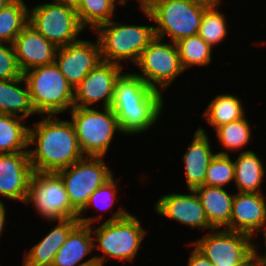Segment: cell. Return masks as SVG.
Returning <instances> with one entry per match:
<instances>
[{
	"instance_id": "cell-22",
	"label": "cell",
	"mask_w": 266,
	"mask_h": 266,
	"mask_svg": "<svg viewBox=\"0 0 266 266\" xmlns=\"http://www.w3.org/2000/svg\"><path fill=\"white\" fill-rule=\"evenodd\" d=\"M194 190L200 198L209 224L214 229L226 228L230 224L234 194L215 186L201 185Z\"/></svg>"
},
{
	"instance_id": "cell-42",
	"label": "cell",
	"mask_w": 266,
	"mask_h": 266,
	"mask_svg": "<svg viewBox=\"0 0 266 266\" xmlns=\"http://www.w3.org/2000/svg\"><path fill=\"white\" fill-rule=\"evenodd\" d=\"M13 0H0V10L4 7H6L10 2Z\"/></svg>"
},
{
	"instance_id": "cell-21",
	"label": "cell",
	"mask_w": 266,
	"mask_h": 266,
	"mask_svg": "<svg viewBox=\"0 0 266 266\" xmlns=\"http://www.w3.org/2000/svg\"><path fill=\"white\" fill-rule=\"evenodd\" d=\"M92 235L91 225L79 223L55 254L52 266H81L96 260L95 257H92L82 262L94 250Z\"/></svg>"
},
{
	"instance_id": "cell-7",
	"label": "cell",
	"mask_w": 266,
	"mask_h": 266,
	"mask_svg": "<svg viewBox=\"0 0 266 266\" xmlns=\"http://www.w3.org/2000/svg\"><path fill=\"white\" fill-rule=\"evenodd\" d=\"M71 118L84 156L105 157L115 132H121L117 117L110 107L100 111L93 107L73 106Z\"/></svg>"
},
{
	"instance_id": "cell-34",
	"label": "cell",
	"mask_w": 266,
	"mask_h": 266,
	"mask_svg": "<svg viewBox=\"0 0 266 266\" xmlns=\"http://www.w3.org/2000/svg\"><path fill=\"white\" fill-rule=\"evenodd\" d=\"M22 74L17 63L13 45L0 41V80L15 79L22 76Z\"/></svg>"
},
{
	"instance_id": "cell-16",
	"label": "cell",
	"mask_w": 266,
	"mask_h": 266,
	"mask_svg": "<svg viewBox=\"0 0 266 266\" xmlns=\"http://www.w3.org/2000/svg\"><path fill=\"white\" fill-rule=\"evenodd\" d=\"M264 197L262 193L237 192L234 194L230 224L225 229L243 232L252 237L261 232L262 236H265L266 200Z\"/></svg>"
},
{
	"instance_id": "cell-38",
	"label": "cell",
	"mask_w": 266,
	"mask_h": 266,
	"mask_svg": "<svg viewBox=\"0 0 266 266\" xmlns=\"http://www.w3.org/2000/svg\"><path fill=\"white\" fill-rule=\"evenodd\" d=\"M55 1L76 10L80 6L82 0H55Z\"/></svg>"
},
{
	"instance_id": "cell-37",
	"label": "cell",
	"mask_w": 266,
	"mask_h": 266,
	"mask_svg": "<svg viewBox=\"0 0 266 266\" xmlns=\"http://www.w3.org/2000/svg\"><path fill=\"white\" fill-rule=\"evenodd\" d=\"M6 218V206L3 201L0 200V236L2 231L4 230L5 226V219Z\"/></svg>"
},
{
	"instance_id": "cell-19",
	"label": "cell",
	"mask_w": 266,
	"mask_h": 266,
	"mask_svg": "<svg viewBox=\"0 0 266 266\" xmlns=\"http://www.w3.org/2000/svg\"><path fill=\"white\" fill-rule=\"evenodd\" d=\"M193 135V140L183 155L188 190L204 185L208 164L215 155L211 150L209 137L202 127Z\"/></svg>"
},
{
	"instance_id": "cell-20",
	"label": "cell",
	"mask_w": 266,
	"mask_h": 266,
	"mask_svg": "<svg viewBox=\"0 0 266 266\" xmlns=\"http://www.w3.org/2000/svg\"><path fill=\"white\" fill-rule=\"evenodd\" d=\"M58 225L35 244L23 258L25 266H52L55 254L66 242L70 232L80 223L77 218L58 220Z\"/></svg>"
},
{
	"instance_id": "cell-31",
	"label": "cell",
	"mask_w": 266,
	"mask_h": 266,
	"mask_svg": "<svg viewBox=\"0 0 266 266\" xmlns=\"http://www.w3.org/2000/svg\"><path fill=\"white\" fill-rule=\"evenodd\" d=\"M218 141L227 151L241 150L248 145L251 137V127L248 120H240L224 124L215 129Z\"/></svg>"
},
{
	"instance_id": "cell-1",
	"label": "cell",
	"mask_w": 266,
	"mask_h": 266,
	"mask_svg": "<svg viewBox=\"0 0 266 266\" xmlns=\"http://www.w3.org/2000/svg\"><path fill=\"white\" fill-rule=\"evenodd\" d=\"M29 158L34 172H57L84 157L71 121L46 115L29 127Z\"/></svg>"
},
{
	"instance_id": "cell-32",
	"label": "cell",
	"mask_w": 266,
	"mask_h": 266,
	"mask_svg": "<svg viewBox=\"0 0 266 266\" xmlns=\"http://www.w3.org/2000/svg\"><path fill=\"white\" fill-rule=\"evenodd\" d=\"M118 184L116 182V179H114V176H112L108 181H106L103 185H101L99 188H97L89 197V200L87 204L84 206V208L79 212L78 214V220L81 224L85 225H91L93 222L100 221L101 216H94V217H81V215L90 207L96 206L95 208L102 210L101 208H104L103 210L107 211L110 209L114 202L117 199V193H118ZM103 204V206H102Z\"/></svg>"
},
{
	"instance_id": "cell-12",
	"label": "cell",
	"mask_w": 266,
	"mask_h": 266,
	"mask_svg": "<svg viewBox=\"0 0 266 266\" xmlns=\"http://www.w3.org/2000/svg\"><path fill=\"white\" fill-rule=\"evenodd\" d=\"M136 65L142 73L135 74L159 92L169 88L168 86L184 72L176 43H165L158 37L144 49Z\"/></svg>"
},
{
	"instance_id": "cell-5",
	"label": "cell",
	"mask_w": 266,
	"mask_h": 266,
	"mask_svg": "<svg viewBox=\"0 0 266 266\" xmlns=\"http://www.w3.org/2000/svg\"><path fill=\"white\" fill-rule=\"evenodd\" d=\"M93 32L97 33L101 60L122 66V61L129 59L136 64L144 49L155 38L154 25H128L113 19Z\"/></svg>"
},
{
	"instance_id": "cell-17",
	"label": "cell",
	"mask_w": 266,
	"mask_h": 266,
	"mask_svg": "<svg viewBox=\"0 0 266 266\" xmlns=\"http://www.w3.org/2000/svg\"><path fill=\"white\" fill-rule=\"evenodd\" d=\"M189 192L190 194L171 193L161 196L155 202V211L161 216L191 228L214 230L207 220L198 194L192 189Z\"/></svg>"
},
{
	"instance_id": "cell-15",
	"label": "cell",
	"mask_w": 266,
	"mask_h": 266,
	"mask_svg": "<svg viewBox=\"0 0 266 266\" xmlns=\"http://www.w3.org/2000/svg\"><path fill=\"white\" fill-rule=\"evenodd\" d=\"M33 172L29 151L0 154V195L24 203Z\"/></svg>"
},
{
	"instance_id": "cell-28",
	"label": "cell",
	"mask_w": 266,
	"mask_h": 266,
	"mask_svg": "<svg viewBox=\"0 0 266 266\" xmlns=\"http://www.w3.org/2000/svg\"><path fill=\"white\" fill-rule=\"evenodd\" d=\"M117 3L124 6L121 0H82L76 9L82 27L85 29L89 25L94 31L100 25L111 21Z\"/></svg>"
},
{
	"instance_id": "cell-44",
	"label": "cell",
	"mask_w": 266,
	"mask_h": 266,
	"mask_svg": "<svg viewBox=\"0 0 266 266\" xmlns=\"http://www.w3.org/2000/svg\"><path fill=\"white\" fill-rule=\"evenodd\" d=\"M121 2H123V3H124V5H126V0H121Z\"/></svg>"
},
{
	"instance_id": "cell-25",
	"label": "cell",
	"mask_w": 266,
	"mask_h": 266,
	"mask_svg": "<svg viewBox=\"0 0 266 266\" xmlns=\"http://www.w3.org/2000/svg\"><path fill=\"white\" fill-rule=\"evenodd\" d=\"M24 118L0 114V154L28 151L29 127L22 124Z\"/></svg>"
},
{
	"instance_id": "cell-6",
	"label": "cell",
	"mask_w": 266,
	"mask_h": 266,
	"mask_svg": "<svg viewBox=\"0 0 266 266\" xmlns=\"http://www.w3.org/2000/svg\"><path fill=\"white\" fill-rule=\"evenodd\" d=\"M208 6L194 0H162L148 10L141 9L148 19L155 22V37L178 42L199 32L204 10Z\"/></svg>"
},
{
	"instance_id": "cell-27",
	"label": "cell",
	"mask_w": 266,
	"mask_h": 266,
	"mask_svg": "<svg viewBox=\"0 0 266 266\" xmlns=\"http://www.w3.org/2000/svg\"><path fill=\"white\" fill-rule=\"evenodd\" d=\"M29 22V9L23 0H13L0 10V41L13 43Z\"/></svg>"
},
{
	"instance_id": "cell-23",
	"label": "cell",
	"mask_w": 266,
	"mask_h": 266,
	"mask_svg": "<svg viewBox=\"0 0 266 266\" xmlns=\"http://www.w3.org/2000/svg\"><path fill=\"white\" fill-rule=\"evenodd\" d=\"M23 83L25 86L20 87ZM0 114L15 115L25 120L30 115L37 114L23 75L15 79L0 80Z\"/></svg>"
},
{
	"instance_id": "cell-18",
	"label": "cell",
	"mask_w": 266,
	"mask_h": 266,
	"mask_svg": "<svg viewBox=\"0 0 266 266\" xmlns=\"http://www.w3.org/2000/svg\"><path fill=\"white\" fill-rule=\"evenodd\" d=\"M22 73L55 63L58 47L36 31L29 23L12 43Z\"/></svg>"
},
{
	"instance_id": "cell-43",
	"label": "cell",
	"mask_w": 266,
	"mask_h": 266,
	"mask_svg": "<svg viewBox=\"0 0 266 266\" xmlns=\"http://www.w3.org/2000/svg\"><path fill=\"white\" fill-rule=\"evenodd\" d=\"M127 2H128V0H126ZM139 1V3L141 4L144 0H138Z\"/></svg>"
},
{
	"instance_id": "cell-11",
	"label": "cell",
	"mask_w": 266,
	"mask_h": 266,
	"mask_svg": "<svg viewBox=\"0 0 266 266\" xmlns=\"http://www.w3.org/2000/svg\"><path fill=\"white\" fill-rule=\"evenodd\" d=\"M101 156H84L57 173L64 182L71 205L80 212L90 195L112 176V169Z\"/></svg>"
},
{
	"instance_id": "cell-29",
	"label": "cell",
	"mask_w": 266,
	"mask_h": 266,
	"mask_svg": "<svg viewBox=\"0 0 266 266\" xmlns=\"http://www.w3.org/2000/svg\"><path fill=\"white\" fill-rule=\"evenodd\" d=\"M182 68L185 70L192 66H206L212 61V47H210L198 34L176 42Z\"/></svg>"
},
{
	"instance_id": "cell-36",
	"label": "cell",
	"mask_w": 266,
	"mask_h": 266,
	"mask_svg": "<svg viewBox=\"0 0 266 266\" xmlns=\"http://www.w3.org/2000/svg\"><path fill=\"white\" fill-rule=\"evenodd\" d=\"M264 245L266 247V235L264 236ZM255 258H254V264L255 266H266V248L264 249L265 250V254L262 256H259L260 254H258V251H257V247L255 245Z\"/></svg>"
},
{
	"instance_id": "cell-8",
	"label": "cell",
	"mask_w": 266,
	"mask_h": 266,
	"mask_svg": "<svg viewBox=\"0 0 266 266\" xmlns=\"http://www.w3.org/2000/svg\"><path fill=\"white\" fill-rule=\"evenodd\" d=\"M214 233L190 242L214 266H253L255 243L252 236L228 229H214Z\"/></svg>"
},
{
	"instance_id": "cell-3",
	"label": "cell",
	"mask_w": 266,
	"mask_h": 266,
	"mask_svg": "<svg viewBox=\"0 0 266 266\" xmlns=\"http://www.w3.org/2000/svg\"><path fill=\"white\" fill-rule=\"evenodd\" d=\"M91 231L96 235L94 248L103 253L94 257L103 265L107 256L108 259L133 261L147 234L137 217L121 207L95 230L91 225Z\"/></svg>"
},
{
	"instance_id": "cell-35",
	"label": "cell",
	"mask_w": 266,
	"mask_h": 266,
	"mask_svg": "<svg viewBox=\"0 0 266 266\" xmlns=\"http://www.w3.org/2000/svg\"><path fill=\"white\" fill-rule=\"evenodd\" d=\"M187 266H214L211 261L201 253L195 246L192 249Z\"/></svg>"
},
{
	"instance_id": "cell-30",
	"label": "cell",
	"mask_w": 266,
	"mask_h": 266,
	"mask_svg": "<svg viewBox=\"0 0 266 266\" xmlns=\"http://www.w3.org/2000/svg\"><path fill=\"white\" fill-rule=\"evenodd\" d=\"M217 8V6H208L204 10L198 32V35L212 48L222 42L228 33L226 18Z\"/></svg>"
},
{
	"instance_id": "cell-40",
	"label": "cell",
	"mask_w": 266,
	"mask_h": 266,
	"mask_svg": "<svg viewBox=\"0 0 266 266\" xmlns=\"http://www.w3.org/2000/svg\"><path fill=\"white\" fill-rule=\"evenodd\" d=\"M162 0H144L139 6V9L148 10L155 2H159Z\"/></svg>"
},
{
	"instance_id": "cell-4",
	"label": "cell",
	"mask_w": 266,
	"mask_h": 266,
	"mask_svg": "<svg viewBox=\"0 0 266 266\" xmlns=\"http://www.w3.org/2000/svg\"><path fill=\"white\" fill-rule=\"evenodd\" d=\"M22 75L37 115L62 114L73 107L74 89L55 63L29 69Z\"/></svg>"
},
{
	"instance_id": "cell-41",
	"label": "cell",
	"mask_w": 266,
	"mask_h": 266,
	"mask_svg": "<svg viewBox=\"0 0 266 266\" xmlns=\"http://www.w3.org/2000/svg\"><path fill=\"white\" fill-rule=\"evenodd\" d=\"M81 266H104L100 261H98L97 259L90 262V263H87V264H84V265H81Z\"/></svg>"
},
{
	"instance_id": "cell-10",
	"label": "cell",
	"mask_w": 266,
	"mask_h": 266,
	"mask_svg": "<svg viewBox=\"0 0 266 266\" xmlns=\"http://www.w3.org/2000/svg\"><path fill=\"white\" fill-rule=\"evenodd\" d=\"M28 23L58 48L79 41L84 30L76 10L55 0L29 9Z\"/></svg>"
},
{
	"instance_id": "cell-2",
	"label": "cell",
	"mask_w": 266,
	"mask_h": 266,
	"mask_svg": "<svg viewBox=\"0 0 266 266\" xmlns=\"http://www.w3.org/2000/svg\"><path fill=\"white\" fill-rule=\"evenodd\" d=\"M164 97L135 73H121L114 85L111 109L117 117L121 134L148 131L163 113Z\"/></svg>"
},
{
	"instance_id": "cell-26",
	"label": "cell",
	"mask_w": 266,
	"mask_h": 266,
	"mask_svg": "<svg viewBox=\"0 0 266 266\" xmlns=\"http://www.w3.org/2000/svg\"><path fill=\"white\" fill-rule=\"evenodd\" d=\"M242 100L229 94L217 95L207 106L203 115L206 122L214 129L240 120L245 115Z\"/></svg>"
},
{
	"instance_id": "cell-9",
	"label": "cell",
	"mask_w": 266,
	"mask_h": 266,
	"mask_svg": "<svg viewBox=\"0 0 266 266\" xmlns=\"http://www.w3.org/2000/svg\"><path fill=\"white\" fill-rule=\"evenodd\" d=\"M25 204L32 203L42 218L58 221L78 218L71 205L63 180L57 172H33Z\"/></svg>"
},
{
	"instance_id": "cell-33",
	"label": "cell",
	"mask_w": 266,
	"mask_h": 266,
	"mask_svg": "<svg viewBox=\"0 0 266 266\" xmlns=\"http://www.w3.org/2000/svg\"><path fill=\"white\" fill-rule=\"evenodd\" d=\"M229 153H215L206 170L205 186L223 187L234 180V161Z\"/></svg>"
},
{
	"instance_id": "cell-39",
	"label": "cell",
	"mask_w": 266,
	"mask_h": 266,
	"mask_svg": "<svg viewBox=\"0 0 266 266\" xmlns=\"http://www.w3.org/2000/svg\"><path fill=\"white\" fill-rule=\"evenodd\" d=\"M196 2L202 3L206 6H219L221 5V0H194Z\"/></svg>"
},
{
	"instance_id": "cell-13",
	"label": "cell",
	"mask_w": 266,
	"mask_h": 266,
	"mask_svg": "<svg viewBox=\"0 0 266 266\" xmlns=\"http://www.w3.org/2000/svg\"><path fill=\"white\" fill-rule=\"evenodd\" d=\"M123 68L122 65L115 63L105 61L98 63L74 89L73 106L89 108L102 100V108L111 107L114 85Z\"/></svg>"
},
{
	"instance_id": "cell-24",
	"label": "cell",
	"mask_w": 266,
	"mask_h": 266,
	"mask_svg": "<svg viewBox=\"0 0 266 266\" xmlns=\"http://www.w3.org/2000/svg\"><path fill=\"white\" fill-rule=\"evenodd\" d=\"M234 182L238 192L262 193L260 185L265 175V167L252 150L239 153L234 161Z\"/></svg>"
},
{
	"instance_id": "cell-14",
	"label": "cell",
	"mask_w": 266,
	"mask_h": 266,
	"mask_svg": "<svg viewBox=\"0 0 266 266\" xmlns=\"http://www.w3.org/2000/svg\"><path fill=\"white\" fill-rule=\"evenodd\" d=\"M101 61L98 40L93 43L90 40L80 39L75 43L59 47L55 58V64L73 89Z\"/></svg>"
}]
</instances>
